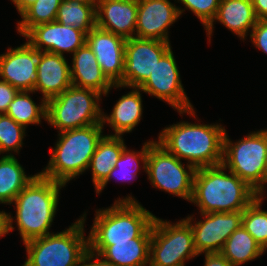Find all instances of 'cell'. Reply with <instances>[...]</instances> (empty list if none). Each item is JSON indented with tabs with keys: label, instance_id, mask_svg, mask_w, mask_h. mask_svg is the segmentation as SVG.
Returning <instances> with one entry per match:
<instances>
[{
	"label": "cell",
	"instance_id": "1",
	"mask_svg": "<svg viewBox=\"0 0 267 266\" xmlns=\"http://www.w3.org/2000/svg\"><path fill=\"white\" fill-rule=\"evenodd\" d=\"M89 237V249L101 254L114 243L133 242V238H151L155 218L133 196L118 198L107 208L96 209Z\"/></svg>",
	"mask_w": 267,
	"mask_h": 266
},
{
	"label": "cell",
	"instance_id": "2",
	"mask_svg": "<svg viewBox=\"0 0 267 266\" xmlns=\"http://www.w3.org/2000/svg\"><path fill=\"white\" fill-rule=\"evenodd\" d=\"M222 125L181 121L161 130L158 143L195 169L217 166L223 162L224 136Z\"/></svg>",
	"mask_w": 267,
	"mask_h": 266
},
{
	"label": "cell",
	"instance_id": "3",
	"mask_svg": "<svg viewBox=\"0 0 267 266\" xmlns=\"http://www.w3.org/2000/svg\"><path fill=\"white\" fill-rule=\"evenodd\" d=\"M65 186L37 173L12 202L16 206V218L7 213L8 233L14 230L13 221L16 220L23 244L51 234L49 230L59 204L60 189Z\"/></svg>",
	"mask_w": 267,
	"mask_h": 266
},
{
	"label": "cell",
	"instance_id": "4",
	"mask_svg": "<svg viewBox=\"0 0 267 266\" xmlns=\"http://www.w3.org/2000/svg\"><path fill=\"white\" fill-rule=\"evenodd\" d=\"M255 198L256 191L223 164L195 171L190 202L200 213L244 211Z\"/></svg>",
	"mask_w": 267,
	"mask_h": 266
},
{
	"label": "cell",
	"instance_id": "5",
	"mask_svg": "<svg viewBox=\"0 0 267 266\" xmlns=\"http://www.w3.org/2000/svg\"><path fill=\"white\" fill-rule=\"evenodd\" d=\"M103 128L100 123L58 132L49 163L39 174L65 185L79 177L88 170L92 155L104 136Z\"/></svg>",
	"mask_w": 267,
	"mask_h": 266
},
{
	"label": "cell",
	"instance_id": "6",
	"mask_svg": "<svg viewBox=\"0 0 267 266\" xmlns=\"http://www.w3.org/2000/svg\"><path fill=\"white\" fill-rule=\"evenodd\" d=\"M86 215L62 232L24 243L27 259L22 266H78L89 250V237H84Z\"/></svg>",
	"mask_w": 267,
	"mask_h": 266
},
{
	"label": "cell",
	"instance_id": "7",
	"mask_svg": "<svg viewBox=\"0 0 267 266\" xmlns=\"http://www.w3.org/2000/svg\"><path fill=\"white\" fill-rule=\"evenodd\" d=\"M102 94L93 89L71 85L60 95L46 101V121L62 132L102 122Z\"/></svg>",
	"mask_w": 267,
	"mask_h": 266
},
{
	"label": "cell",
	"instance_id": "8",
	"mask_svg": "<svg viewBox=\"0 0 267 266\" xmlns=\"http://www.w3.org/2000/svg\"><path fill=\"white\" fill-rule=\"evenodd\" d=\"M222 164L257 191L267 175V129L250 132L236 142L225 132Z\"/></svg>",
	"mask_w": 267,
	"mask_h": 266
},
{
	"label": "cell",
	"instance_id": "9",
	"mask_svg": "<svg viewBox=\"0 0 267 266\" xmlns=\"http://www.w3.org/2000/svg\"><path fill=\"white\" fill-rule=\"evenodd\" d=\"M197 256L193 231L185 218L172 224L155 216L150 242L149 263L152 266H185V260Z\"/></svg>",
	"mask_w": 267,
	"mask_h": 266
},
{
	"label": "cell",
	"instance_id": "10",
	"mask_svg": "<svg viewBox=\"0 0 267 266\" xmlns=\"http://www.w3.org/2000/svg\"><path fill=\"white\" fill-rule=\"evenodd\" d=\"M185 166L179 158L168 152L157 141L149 140L145 172L153 188L190 202L196 169L188 163Z\"/></svg>",
	"mask_w": 267,
	"mask_h": 266
},
{
	"label": "cell",
	"instance_id": "11",
	"mask_svg": "<svg viewBox=\"0 0 267 266\" xmlns=\"http://www.w3.org/2000/svg\"><path fill=\"white\" fill-rule=\"evenodd\" d=\"M180 78L176 60L170 48L161 57L153 72L150 73V76L139 88L142 92L167 102L180 115L186 113L196 118L195 110L184 91Z\"/></svg>",
	"mask_w": 267,
	"mask_h": 266
},
{
	"label": "cell",
	"instance_id": "12",
	"mask_svg": "<svg viewBox=\"0 0 267 266\" xmlns=\"http://www.w3.org/2000/svg\"><path fill=\"white\" fill-rule=\"evenodd\" d=\"M171 48L170 42L132 37L126 39L122 87L139 88L153 72L161 57Z\"/></svg>",
	"mask_w": 267,
	"mask_h": 266
},
{
	"label": "cell",
	"instance_id": "13",
	"mask_svg": "<svg viewBox=\"0 0 267 266\" xmlns=\"http://www.w3.org/2000/svg\"><path fill=\"white\" fill-rule=\"evenodd\" d=\"M200 214L203 220L195 221L193 215L185 219L192 228L196 252L220 253L230 235L242 225L243 211Z\"/></svg>",
	"mask_w": 267,
	"mask_h": 266
},
{
	"label": "cell",
	"instance_id": "14",
	"mask_svg": "<svg viewBox=\"0 0 267 266\" xmlns=\"http://www.w3.org/2000/svg\"><path fill=\"white\" fill-rule=\"evenodd\" d=\"M23 37L39 52L71 55L86 44L87 33L79 28L52 21L32 27Z\"/></svg>",
	"mask_w": 267,
	"mask_h": 266
},
{
	"label": "cell",
	"instance_id": "15",
	"mask_svg": "<svg viewBox=\"0 0 267 266\" xmlns=\"http://www.w3.org/2000/svg\"><path fill=\"white\" fill-rule=\"evenodd\" d=\"M39 51L28 41L0 55V79L19 91H34Z\"/></svg>",
	"mask_w": 267,
	"mask_h": 266
},
{
	"label": "cell",
	"instance_id": "16",
	"mask_svg": "<svg viewBox=\"0 0 267 266\" xmlns=\"http://www.w3.org/2000/svg\"><path fill=\"white\" fill-rule=\"evenodd\" d=\"M126 39L95 26L87 33L86 44L93 51L103 73L122 86Z\"/></svg>",
	"mask_w": 267,
	"mask_h": 266
},
{
	"label": "cell",
	"instance_id": "17",
	"mask_svg": "<svg viewBox=\"0 0 267 266\" xmlns=\"http://www.w3.org/2000/svg\"><path fill=\"white\" fill-rule=\"evenodd\" d=\"M177 7L170 0H138L135 37L170 42L168 30L180 17Z\"/></svg>",
	"mask_w": 267,
	"mask_h": 266
},
{
	"label": "cell",
	"instance_id": "18",
	"mask_svg": "<svg viewBox=\"0 0 267 266\" xmlns=\"http://www.w3.org/2000/svg\"><path fill=\"white\" fill-rule=\"evenodd\" d=\"M138 0H97L96 26L120 35L135 37Z\"/></svg>",
	"mask_w": 267,
	"mask_h": 266
},
{
	"label": "cell",
	"instance_id": "19",
	"mask_svg": "<svg viewBox=\"0 0 267 266\" xmlns=\"http://www.w3.org/2000/svg\"><path fill=\"white\" fill-rule=\"evenodd\" d=\"M71 83L70 65L65 56L39 52L37 82L34 92L40 91L45 101L67 90Z\"/></svg>",
	"mask_w": 267,
	"mask_h": 266
},
{
	"label": "cell",
	"instance_id": "20",
	"mask_svg": "<svg viewBox=\"0 0 267 266\" xmlns=\"http://www.w3.org/2000/svg\"><path fill=\"white\" fill-rule=\"evenodd\" d=\"M70 66L71 83L79 88L93 89L107 96L112 88H122L113 84L103 73L96 56L87 44L78 48L72 55Z\"/></svg>",
	"mask_w": 267,
	"mask_h": 266
},
{
	"label": "cell",
	"instance_id": "21",
	"mask_svg": "<svg viewBox=\"0 0 267 266\" xmlns=\"http://www.w3.org/2000/svg\"><path fill=\"white\" fill-rule=\"evenodd\" d=\"M216 21L244 40L257 24L258 18L252 0H221L215 18L205 28L210 43L213 23Z\"/></svg>",
	"mask_w": 267,
	"mask_h": 266
},
{
	"label": "cell",
	"instance_id": "22",
	"mask_svg": "<svg viewBox=\"0 0 267 266\" xmlns=\"http://www.w3.org/2000/svg\"><path fill=\"white\" fill-rule=\"evenodd\" d=\"M128 93L122 95L113 106L110 115L102 112V125H109L114 131L113 135L122 136L124 133H130L142 119V90L132 87Z\"/></svg>",
	"mask_w": 267,
	"mask_h": 266
},
{
	"label": "cell",
	"instance_id": "23",
	"mask_svg": "<svg viewBox=\"0 0 267 266\" xmlns=\"http://www.w3.org/2000/svg\"><path fill=\"white\" fill-rule=\"evenodd\" d=\"M122 136L107 134L99 141L92 155L88 169L92 171L95 190L107 179L126 147Z\"/></svg>",
	"mask_w": 267,
	"mask_h": 266
},
{
	"label": "cell",
	"instance_id": "24",
	"mask_svg": "<svg viewBox=\"0 0 267 266\" xmlns=\"http://www.w3.org/2000/svg\"><path fill=\"white\" fill-rule=\"evenodd\" d=\"M151 238H133V242L114 243L100 255L116 266H148Z\"/></svg>",
	"mask_w": 267,
	"mask_h": 266
},
{
	"label": "cell",
	"instance_id": "25",
	"mask_svg": "<svg viewBox=\"0 0 267 266\" xmlns=\"http://www.w3.org/2000/svg\"><path fill=\"white\" fill-rule=\"evenodd\" d=\"M14 155L0 157V204L11 205L28 183L37 175H26Z\"/></svg>",
	"mask_w": 267,
	"mask_h": 266
},
{
	"label": "cell",
	"instance_id": "26",
	"mask_svg": "<svg viewBox=\"0 0 267 266\" xmlns=\"http://www.w3.org/2000/svg\"><path fill=\"white\" fill-rule=\"evenodd\" d=\"M265 251L241 225L230 235L220 253L233 266H241L259 258Z\"/></svg>",
	"mask_w": 267,
	"mask_h": 266
},
{
	"label": "cell",
	"instance_id": "27",
	"mask_svg": "<svg viewBox=\"0 0 267 266\" xmlns=\"http://www.w3.org/2000/svg\"><path fill=\"white\" fill-rule=\"evenodd\" d=\"M148 153L149 141L143 144L141 151H131L125 147L107 179L96 189L97 195L102 192L112 178H116L119 181L121 180V182L125 180L133 181L137 178V173L140 170L139 167L142 166L144 171H146ZM140 162H142L141 164L143 165L140 166Z\"/></svg>",
	"mask_w": 267,
	"mask_h": 266
},
{
	"label": "cell",
	"instance_id": "28",
	"mask_svg": "<svg viewBox=\"0 0 267 266\" xmlns=\"http://www.w3.org/2000/svg\"><path fill=\"white\" fill-rule=\"evenodd\" d=\"M30 93L35 92L19 91L6 112L7 116L25 128L28 125L41 124L42 118L46 121V101L42 98L40 104L36 105Z\"/></svg>",
	"mask_w": 267,
	"mask_h": 266
},
{
	"label": "cell",
	"instance_id": "29",
	"mask_svg": "<svg viewBox=\"0 0 267 266\" xmlns=\"http://www.w3.org/2000/svg\"><path fill=\"white\" fill-rule=\"evenodd\" d=\"M96 6L97 4H83L76 0H63L56 21L88 33L96 26Z\"/></svg>",
	"mask_w": 267,
	"mask_h": 266
},
{
	"label": "cell",
	"instance_id": "30",
	"mask_svg": "<svg viewBox=\"0 0 267 266\" xmlns=\"http://www.w3.org/2000/svg\"><path fill=\"white\" fill-rule=\"evenodd\" d=\"M63 0H37L22 14L17 22V31L24 36L32 27L56 20L58 8Z\"/></svg>",
	"mask_w": 267,
	"mask_h": 266
},
{
	"label": "cell",
	"instance_id": "31",
	"mask_svg": "<svg viewBox=\"0 0 267 266\" xmlns=\"http://www.w3.org/2000/svg\"><path fill=\"white\" fill-rule=\"evenodd\" d=\"M261 206L262 203L255 198L243 211L242 226L267 250V211L262 210Z\"/></svg>",
	"mask_w": 267,
	"mask_h": 266
},
{
	"label": "cell",
	"instance_id": "32",
	"mask_svg": "<svg viewBox=\"0 0 267 266\" xmlns=\"http://www.w3.org/2000/svg\"><path fill=\"white\" fill-rule=\"evenodd\" d=\"M25 131L26 128L11 117L0 114V154L5 152L6 155L12 156L15 152L19 153L23 146V138L26 136Z\"/></svg>",
	"mask_w": 267,
	"mask_h": 266
},
{
	"label": "cell",
	"instance_id": "33",
	"mask_svg": "<svg viewBox=\"0 0 267 266\" xmlns=\"http://www.w3.org/2000/svg\"><path fill=\"white\" fill-rule=\"evenodd\" d=\"M184 5V9L177 7L180 16L189 9L200 20L203 27H207L215 18L221 0H177Z\"/></svg>",
	"mask_w": 267,
	"mask_h": 266
},
{
	"label": "cell",
	"instance_id": "34",
	"mask_svg": "<svg viewBox=\"0 0 267 266\" xmlns=\"http://www.w3.org/2000/svg\"><path fill=\"white\" fill-rule=\"evenodd\" d=\"M249 34L252 44L267 54V21L258 20Z\"/></svg>",
	"mask_w": 267,
	"mask_h": 266
},
{
	"label": "cell",
	"instance_id": "35",
	"mask_svg": "<svg viewBox=\"0 0 267 266\" xmlns=\"http://www.w3.org/2000/svg\"><path fill=\"white\" fill-rule=\"evenodd\" d=\"M18 92V89L0 79V114H6L10 103Z\"/></svg>",
	"mask_w": 267,
	"mask_h": 266
},
{
	"label": "cell",
	"instance_id": "36",
	"mask_svg": "<svg viewBox=\"0 0 267 266\" xmlns=\"http://www.w3.org/2000/svg\"><path fill=\"white\" fill-rule=\"evenodd\" d=\"M78 266H116L106 261L101 255L92 252L90 249L83 256Z\"/></svg>",
	"mask_w": 267,
	"mask_h": 266
},
{
	"label": "cell",
	"instance_id": "37",
	"mask_svg": "<svg viewBox=\"0 0 267 266\" xmlns=\"http://www.w3.org/2000/svg\"><path fill=\"white\" fill-rule=\"evenodd\" d=\"M204 266H233L221 253H205Z\"/></svg>",
	"mask_w": 267,
	"mask_h": 266
},
{
	"label": "cell",
	"instance_id": "38",
	"mask_svg": "<svg viewBox=\"0 0 267 266\" xmlns=\"http://www.w3.org/2000/svg\"><path fill=\"white\" fill-rule=\"evenodd\" d=\"M258 20L267 21V0H252Z\"/></svg>",
	"mask_w": 267,
	"mask_h": 266
},
{
	"label": "cell",
	"instance_id": "39",
	"mask_svg": "<svg viewBox=\"0 0 267 266\" xmlns=\"http://www.w3.org/2000/svg\"><path fill=\"white\" fill-rule=\"evenodd\" d=\"M15 5L18 13L21 15L28 7L34 4L37 0H11Z\"/></svg>",
	"mask_w": 267,
	"mask_h": 266
},
{
	"label": "cell",
	"instance_id": "40",
	"mask_svg": "<svg viewBox=\"0 0 267 266\" xmlns=\"http://www.w3.org/2000/svg\"><path fill=\"white\" fill-rule=\"evenodd\" d=\"M8 234L7 213L0 211V237Z\"/></svg>",
	"mask_w": 267,
	"mask_h": 266
},
{
	"label": "cell",
	"instance_id": "41",
	"mask_svg": "<svg viewBox=\"0 0 267 266\" xmlns=\"http://www.w3.org/2000/svg\"><path fill=\"white\" fill-rule=\"evenodd\" d=\"M267 184V175L265 176V179H264V182L262 184V186L256 191V199L260 202V203H263V199H264V196H263V193H264V188L266 190V187L264 185Z\"/></svg>",
	"mask_w": 267,
	"mask_h": 266
},
{
	"label": "cell",
	"instance_id": "42",
	"mask_svg": "<svg viewBox=\"0 0 267 266\" xmlns=\"http://www.w3.org/2000/svg\"><path fill=\"white\" fill-rule=\"evenodd\" d=\"M76 1L83 4H97V0H76Z\"/></svg>",
	"mask_w": 267,
	"mask_h": 266
}]
</instances>
